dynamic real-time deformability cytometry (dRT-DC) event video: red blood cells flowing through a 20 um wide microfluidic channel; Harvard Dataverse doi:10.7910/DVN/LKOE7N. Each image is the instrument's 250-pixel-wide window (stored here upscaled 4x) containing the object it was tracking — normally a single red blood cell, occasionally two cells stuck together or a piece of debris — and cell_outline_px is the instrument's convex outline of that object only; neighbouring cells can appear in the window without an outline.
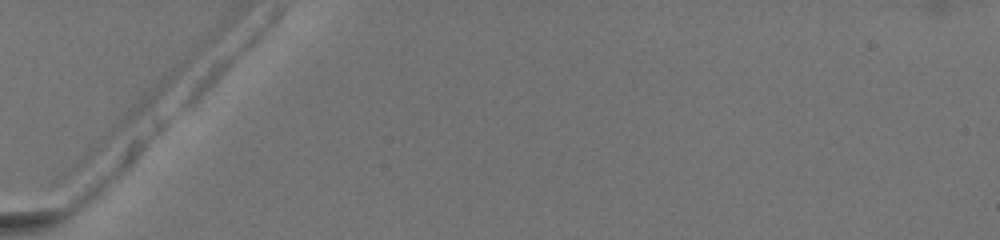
{"species": "common noctule bat (a hibernating species)", "species_latin": "Nyctalus noctula", "temperature_condition": "warm", "stored_images_in_passage": 2, "camera_frame_rate_fps": 3000, "um_per_image_px": 0.085, "animal": {"sex": "female", "body_mass_g": 19.5, "forearm_length_mm": 54.1}, "frame": {"image": 1, "passage_image": 1, "time_ms": 0.0, "image_size_px": [1000, 240], "cell_outline_px": [[180, 72], [168, 88], [80, 176], [64, 176], [64, 168], [68, 164], [164, 76], [176, 68], [180, 68]], "centroid_in_image_um": [10.07, 10.82], "position_along_channel_um": 74.9, "area_um2": 14.97}}